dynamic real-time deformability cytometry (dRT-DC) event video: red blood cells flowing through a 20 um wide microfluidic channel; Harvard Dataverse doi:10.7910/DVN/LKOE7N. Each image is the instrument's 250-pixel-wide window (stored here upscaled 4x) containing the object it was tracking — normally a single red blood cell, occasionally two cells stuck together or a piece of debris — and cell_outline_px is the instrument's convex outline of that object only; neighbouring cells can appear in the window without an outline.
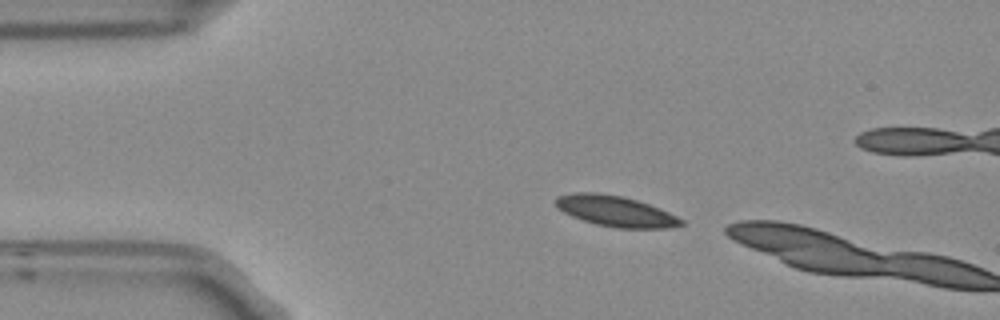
{"species": "Egyptian fruit bat (a non-hibernating species)", "species_latin": "Rousettus aegyptiacus", "temperature_condition": "room temperature", "stored_images_in_passage": 3, "camera_frame_rate_fps": 3000, "um_per_image_px": 0.085, "frame": {"image": 1, "passage_image": 1, "time_ms": 0.0, "image_size_px": [1000, 320], "cell_outline_px": [[688, 224], [672, 228], [616, 228], [596, 224], [572, 216], [556, 208], [552, 200], [556, 196], [572, 192], [596, 192], [624, 196], [660, 208], [684, 220]], "centroid_in_image_um": [52.31, 17.94], "position_along_channel_um": 32.7, "area_um2": 22.83}}